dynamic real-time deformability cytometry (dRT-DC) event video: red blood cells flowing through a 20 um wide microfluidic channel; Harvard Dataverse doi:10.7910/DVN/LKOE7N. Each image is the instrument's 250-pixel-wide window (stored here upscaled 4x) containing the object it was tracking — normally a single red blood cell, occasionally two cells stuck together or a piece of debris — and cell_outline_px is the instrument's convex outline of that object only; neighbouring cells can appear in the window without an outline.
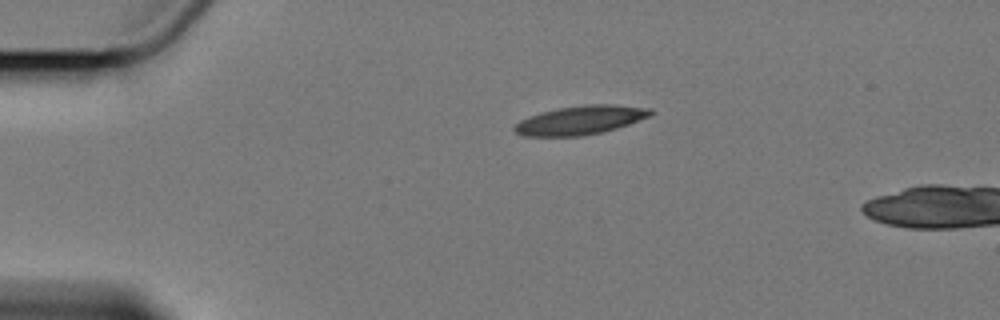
{"species": "Egyptian fruit bat (a non-hibernating species)", "species_latin": "Rousettus aegyptiacus", "temperature_condition": "cold", "stored_images_in_passage": 3, "camera_frame_rate_fps": 3000, "um_per_image_px": 0.085, "animal": {"sex": "female"}, "frame": {"image": 1, "passage_image": 1, "time_ms": 0.0, "image_size_px": [1000, 320], "cell_outline_px": [[656, 112], [652, 116], [616, 128], [600, 132], [580, 136], [524, 136], [516, 132], [512, 128], [520, 120], [540, 112], [560, 108], [584, 104], [612, 104], [652, 108]], "centroid_in_image_um": [49.38, 10.2], "position_along_channel_um": 35.6, "area_um2": 22.89}}